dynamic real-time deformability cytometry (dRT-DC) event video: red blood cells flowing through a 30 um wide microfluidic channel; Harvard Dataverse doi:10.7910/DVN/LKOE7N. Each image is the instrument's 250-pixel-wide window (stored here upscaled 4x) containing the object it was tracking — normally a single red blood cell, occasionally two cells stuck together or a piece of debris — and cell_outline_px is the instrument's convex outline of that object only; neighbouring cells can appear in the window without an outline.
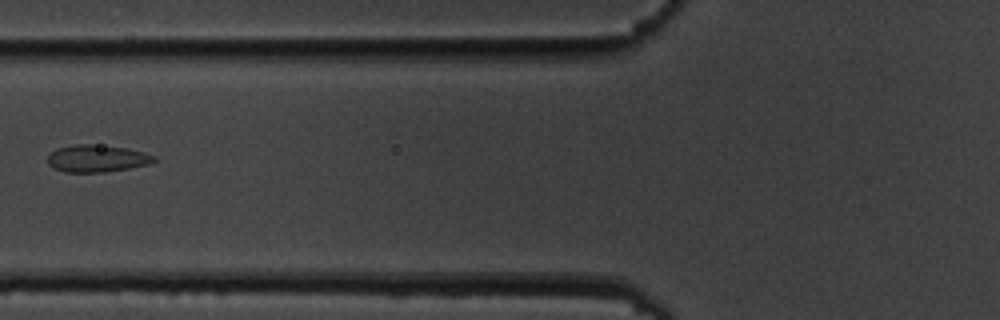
{"species": "common noctule bat (a hibernating species)", "species_latin": "Nyctalus noctula", "temperature_condition": "cold", "stored_images_in_passage": 6, "camera_frame_rate_fps": 3000, "um_per_image_px": 0.085, "animal": {"sex": "male", "body_mass_g": 19.5, "forearm_length_mm": 54.6}, "frame": {"image": 1, "passage_image": 6, "time_ms": 6.667, "image_size_px": [1000, 320], "cell_outline_px": [[156, 160], [152, 164], [104, 172], [64, 172], [52, 168], [48, 164], [48, 156], [56, 148], [76, 144], [92, 144], [128, 148], [144, 152], [156, 156]], "centroid_in_image_um": [8.25, 13.47], "position_along_channel_um": 117.5, "area_um2": 16.99}}